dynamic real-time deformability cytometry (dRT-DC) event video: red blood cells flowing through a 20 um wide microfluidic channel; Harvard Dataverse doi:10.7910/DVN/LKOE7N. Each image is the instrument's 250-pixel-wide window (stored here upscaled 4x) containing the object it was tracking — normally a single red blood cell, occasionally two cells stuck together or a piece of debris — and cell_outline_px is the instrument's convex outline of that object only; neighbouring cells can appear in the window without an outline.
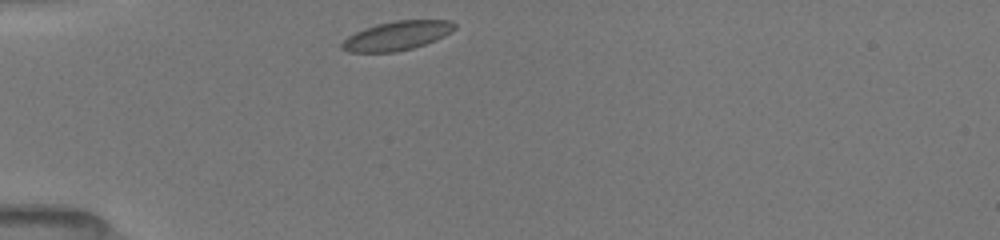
{"species": "common noctule bat (a hibernating species)", "species_latin": "Nyctalus noctula", "temperature_condition": "room temperature", "stored_images_in_passage": 7, "camera_frame_rate_fps": 3000, "um_per_image_px": 0.085, "animal": {"sex": "female", "body_mass_g": 19.5, "forearm_length_mm": 54.1}, "frame": {"image": 1, "passage_image": 1, "time_ms": 0.0, "image_size_px": [1000, 240], "cell_outline_px": [[456, 28], [452, 32], [436, 40], [412, 48], [396, 52], [348, 52], [340, 48], [340, 44], [348, 36], [364, 28], [376, 24], [396, 20], [452, 20], [456, 24]], "centroid_in_image_um": [33.75, 3.03], "position_along_channel_um": 51.3, "area_um2": 19.19}}
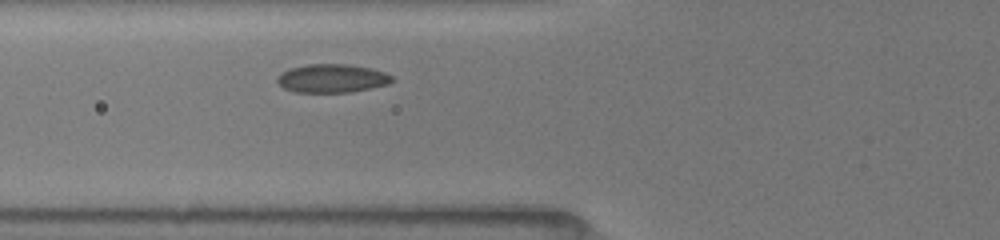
{"frame": {"image": 2, "passage_image": 7, "time_ms": 1.667, "image_size_px": [1000, 240], "cell_outline_px": [[392, 80], [388, 84], [372, 88], [352, 92], [292, 92], [284, 88], [276, 80], [276, 76], [288, 68], [308, 64], [348, 64], [372, 68], [384, 72], [392, 76]], "centroid_in_image_um": [28.2, 6.66], "position_along_channel_um": 97.6, "area_um2": 19.19}}